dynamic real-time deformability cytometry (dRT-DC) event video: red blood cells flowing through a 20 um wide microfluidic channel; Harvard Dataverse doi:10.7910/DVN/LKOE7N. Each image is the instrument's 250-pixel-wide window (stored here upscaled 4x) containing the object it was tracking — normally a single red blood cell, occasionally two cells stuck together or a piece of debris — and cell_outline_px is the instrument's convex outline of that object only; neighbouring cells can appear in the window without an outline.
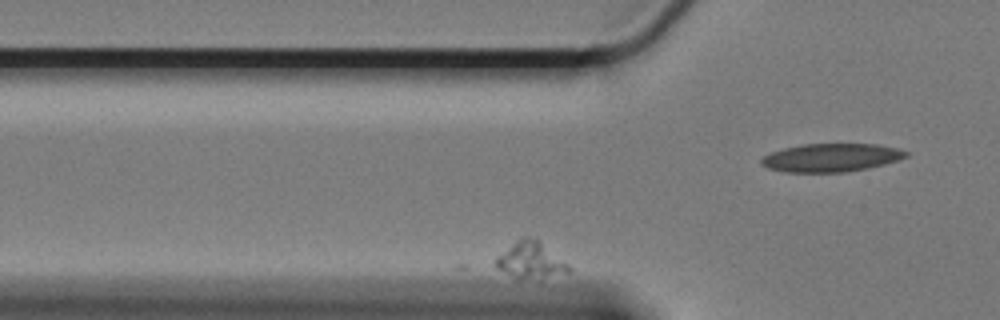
{"species": "Egyptian fruit bat (a non-hibernating species)", "species_latin": "Rousettus aegyptiacus", "temperature_condition": "cold", "stored_images_in_passage": 34, "camera_frame_rate_fps": 3000, "um_per_image_px": 0.085, "animal": {"sex": "female"}, "frame": {"image": 1, "passage_image": 2, "time_ms": 0.333, "image_size_px": [1000, 320], "cell_outline_px": [[572, 272], [520, 280], [516, 280], [496, 268], [492, 264], [496, 256], [524, 236], [532, 236], [564, 260], [572, 268]], "centroid_in_image_um": [45.05, 22.14], "position_along_channel_um": 80.7, "area_um2": 15.55}}
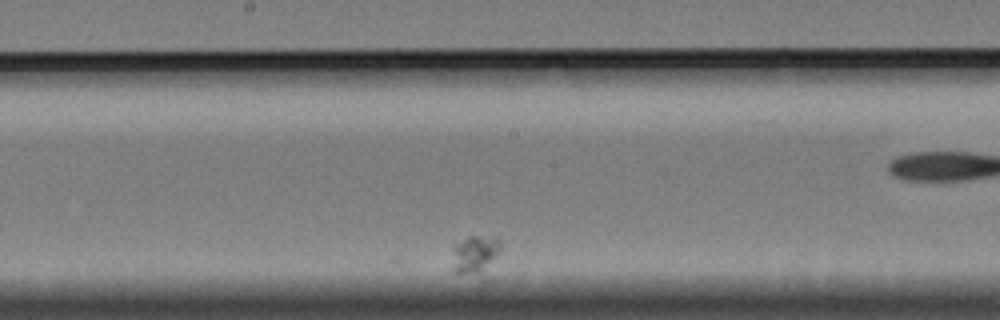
{"frame": {"image": 2, "passage_image": 21, "time_ms": 6.667, "image_size_px": [1000, 320], "cell_outline_px": [[500, 252], [484, 280], [456, 272], [452, 268], [452, 244], [468, 236], [496, 236], [500, 240]], "centroid_in_image_um": [40.4, 21.71], "position_along_channel_um": 207.8, "area_um2": 12.02}}
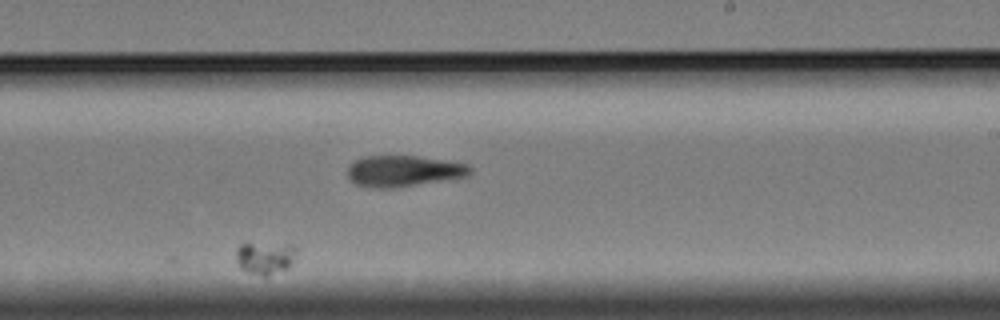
{"frame": {"image": 3, "passage_image": 29, "time_ms": 9.333, "image_size_px": [1000, 320], "cell_outline_px": [[296, 256], [288, 268], [264, 276], [248, 272], [240, 268], [236, 264], [236, 248], [240, 244], [292, 244], [296, 248]], "centroid_in_image_um": [22.52, 21.91], "position_along_channel_um": 266.5, "area_um2": 11.39}}